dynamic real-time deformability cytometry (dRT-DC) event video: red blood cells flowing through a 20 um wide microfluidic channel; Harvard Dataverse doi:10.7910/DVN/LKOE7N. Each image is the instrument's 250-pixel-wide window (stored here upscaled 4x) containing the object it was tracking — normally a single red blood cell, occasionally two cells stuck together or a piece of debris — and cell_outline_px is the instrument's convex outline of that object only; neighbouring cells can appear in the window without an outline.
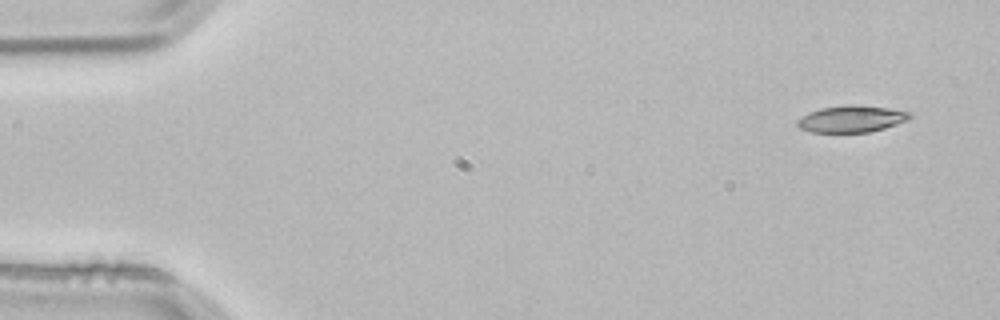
{"species": "common noctule bat (a hibernating species)", "species_latin": "Nyctalus noctula", "temperature_condition": "room temperature", "stored_images_in_passage": 3, "camera_frame_rate_fps": 3000, "um_per_image_px": 0.085, "animal": {"sex": "male", "body_mass_g": 21.5, "forearm_length_mm": 52.0}, "frame": {"image": 1, "passage_image": 1, "time_ms": 0.0, "image_size_px": [1000, 320], "cell_outline_px": [[912, 116], [908, 120], [884, 128], [868, 132], [812, 132], [800, 128], [796, 124], [796, 120], [808, 112], [820, 108], [888, 108], [908, 112]], "centroid_in_image_um": [72.33, 10.17], "position_along_channel_um": 12.7, "area_um2": 16.42}}